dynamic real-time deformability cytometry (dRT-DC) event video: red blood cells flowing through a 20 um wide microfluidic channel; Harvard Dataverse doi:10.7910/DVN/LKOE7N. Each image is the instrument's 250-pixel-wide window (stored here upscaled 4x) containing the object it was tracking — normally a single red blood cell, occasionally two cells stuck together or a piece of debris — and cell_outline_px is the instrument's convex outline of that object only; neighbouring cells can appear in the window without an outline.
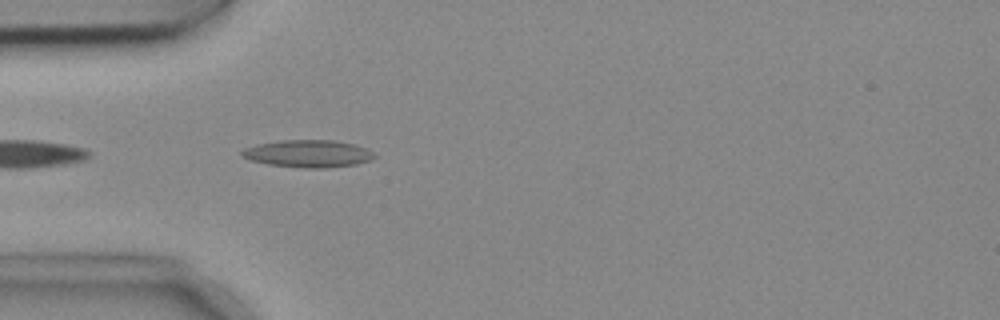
{"species": "common noctule bat (a hibernating species)", "species_latin": "Nyctalus noctula", "temperature_condition": "cold", "stored_images_in_passage": 40, "camera_frame_rate_fps": 3000, "um_per_image_px": 0.085, "animal": {"sex": "female", "body_mass_g": 18.4}, "frame": {"image": 1, "passage_image": 2, "time_ms": 0.333, "image_size_px": [1000, 320], "cell_outline_px": [[376, 156], [372, 160], [356, 164], [324, 168], [304, 168], [268, 164], [252, 160], [240, 156], [240, 152], [244, 148], [256, 144], [280, 140], [336, 140], [356, 144], [368, 148]], "centroid_in_image_um": [26.21, 13.05], "position_along_channel_um": 58.8, "area_um2": 21.33}}
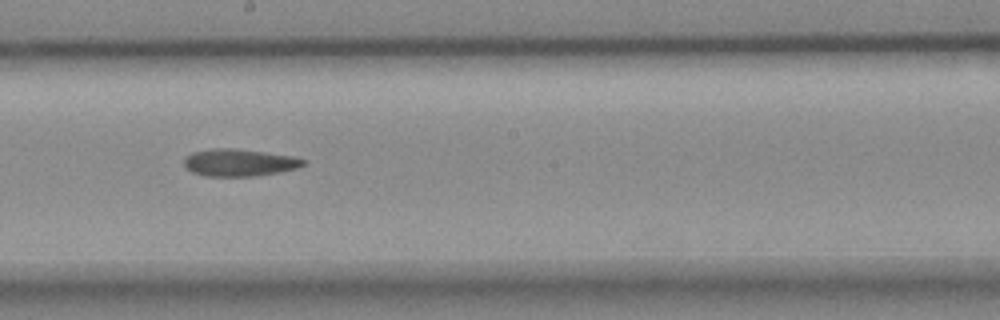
{"frame": {"image": 2, "passage_image": 16, "time_ms": 5.0, "image_size_px": [1000, 320], "cell_outline_px": [[308, 160], [300, 168], [280, 172], [256, 176], [204, 176], [192, 172], [184, 164], [184, 156], [192, 152], [212, 148], [236, 148], [292, 156]], "centroid_in_image_um": [20.35, 13.82], "position_along_channel_um": 227.9, "area_um2": 19.13}}
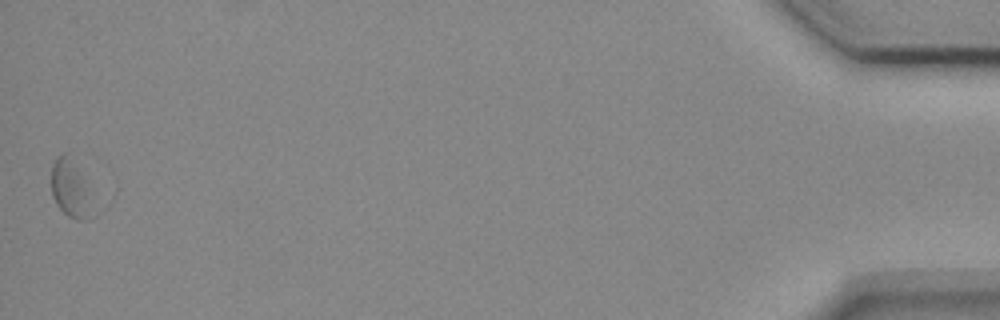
{"frame": {"image": 3, "passage_image": 40, "time_ms": 13.0, "image_size_px": [1000, 320], "cell_outline_px": [[120, 188], [112, 200], [96, 216], [88, 220], [76, 220], [68, 216], [56, 204], [52, 196], [52, 164], [56, 156], [64, 152], [68, 152]], "centroid_in_image_um": [6.79, 15.98], "position_along_channel_um": 428.4, "area_um2": 21.73}}